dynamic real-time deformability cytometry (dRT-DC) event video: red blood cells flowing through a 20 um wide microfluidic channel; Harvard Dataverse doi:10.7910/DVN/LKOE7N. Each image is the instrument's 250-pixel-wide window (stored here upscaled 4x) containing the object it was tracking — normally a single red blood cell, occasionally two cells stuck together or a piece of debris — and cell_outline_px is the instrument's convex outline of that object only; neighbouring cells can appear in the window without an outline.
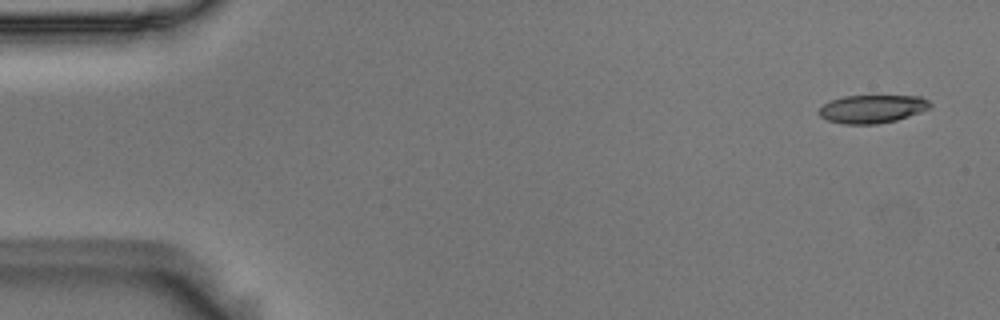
{"species": "Egyptian fruit bat (a non-hibernating species)", "species_latin": "Rousettus aegyptiacus", "temperature_condition": "room temperature", "stored_images_in_passage": 3, "camera_frame_rate_fps": 3000, "um_per_image_px": 0.085, "animal": {"sex": "male"}, "frame": {"image": 1, "passage_image": 1, "time_ms": 0.0, "image_size_px": [1000, 320], "cell_outline_px": [[932, 108], [896, 120], [876, 124], [840, 124], [828, 120], [820, 116], [816, 112], [828, 100], [844, 96], [920, 96], [928, 100], [932, 104]], "centroid_in_image_um": [74.12, 9.26], "position_along_channel_um": 10.9, "area_um2": 18.38}}